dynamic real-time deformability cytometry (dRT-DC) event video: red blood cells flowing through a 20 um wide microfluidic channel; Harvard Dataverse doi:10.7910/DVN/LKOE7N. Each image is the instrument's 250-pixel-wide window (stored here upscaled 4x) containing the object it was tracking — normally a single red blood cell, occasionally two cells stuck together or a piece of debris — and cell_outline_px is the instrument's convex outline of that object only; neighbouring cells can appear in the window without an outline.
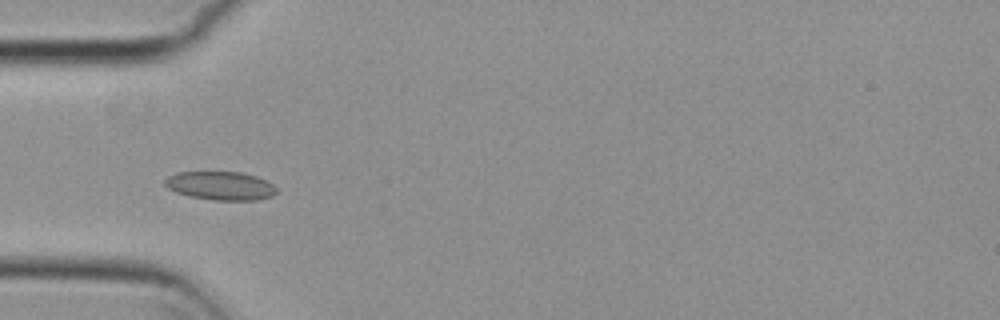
{"species": "common noctule bat (a hibernating species)", "species_latin": "Nyctalus noctula", "temperature_condition": "cold", "stored_images_in_passage": 44, "camera_frame_rate_fps": 3000, "um_per_image_px": 0.085, "animal": {"sex": "female", "body_mass_g": 29.2, "forearm_length_mm": 56.3}, "frame": {"image": 1, "passage_image": 18, "time_ms": 5.667, "image_size_px": [1000, 320], "cell_outline_px": [[276, 192], [272, 196], [256, 200], [212, 200], [188, 196], [176, 192], [168, 188], [164, 184], [164, 180], [168, 176], [176, 172], [240, 172], [256, 176], [272, 184], [276, 188]], "centroid_in_image_um": [18.71, 15.79], "position_along_channel_um": 66.3, "area_um2": 18.55}}
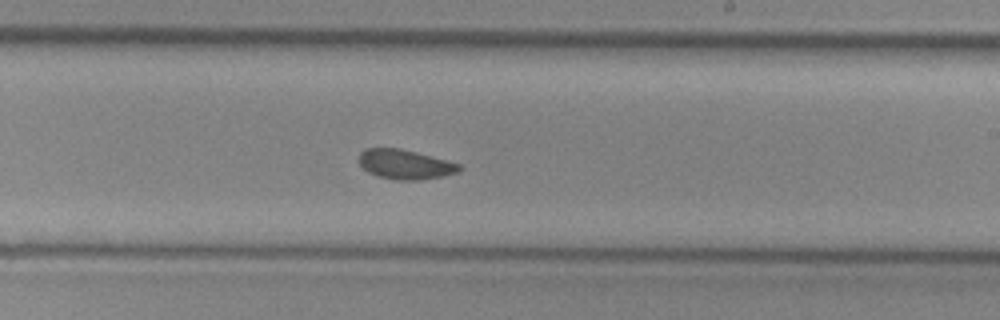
{"frame": {"image": 2, "passage_image": 33, "time_ms": 10.667, "image_size_px": [1000, 320], "cell_outline_px": [[460, 172], [444, 176], [420, 180], [396, 180], [376, 176], [368, 172], [360, 164], [360, 152], [364, 148], [400, 148], [416, 152], [460, 164]], "centroid_in_image_um": [34.43, 13.98], "position_along_channel_um": 254.6, "area_um2": 17.28}}
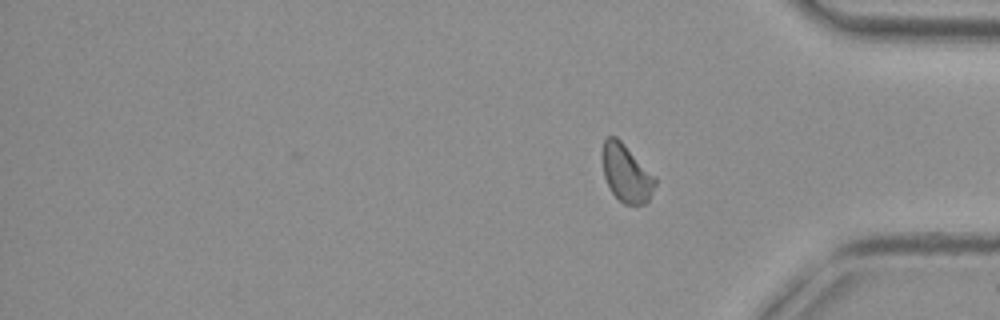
{"frame": {"image": 3, "passage_image": 44, "time_ms": 14.333, "image_size_px": [1000, 320], "cell_outline_px": [[656, 184], [648, 200], [644, 204], [624, 204], [612, 192], [604, 176], [604, 140], [608, 136], [616, 136], [656, 176]], "centroid_in_image_um": [53.28, 14.73], "position_along_channel_um": 381.9, "area_um2": 17.28}, "authors_computed_cell_mechanics": {"area_um2": 18.2648, "velocity_mm_per_s": 3.7794, "shape_relaxation_time_tau1_ms": null, "shape_relaxation_time_tau2_ms": 3.0483, "deformation_change_tau1": null, "deformation_change_tau2": 0.0571}}